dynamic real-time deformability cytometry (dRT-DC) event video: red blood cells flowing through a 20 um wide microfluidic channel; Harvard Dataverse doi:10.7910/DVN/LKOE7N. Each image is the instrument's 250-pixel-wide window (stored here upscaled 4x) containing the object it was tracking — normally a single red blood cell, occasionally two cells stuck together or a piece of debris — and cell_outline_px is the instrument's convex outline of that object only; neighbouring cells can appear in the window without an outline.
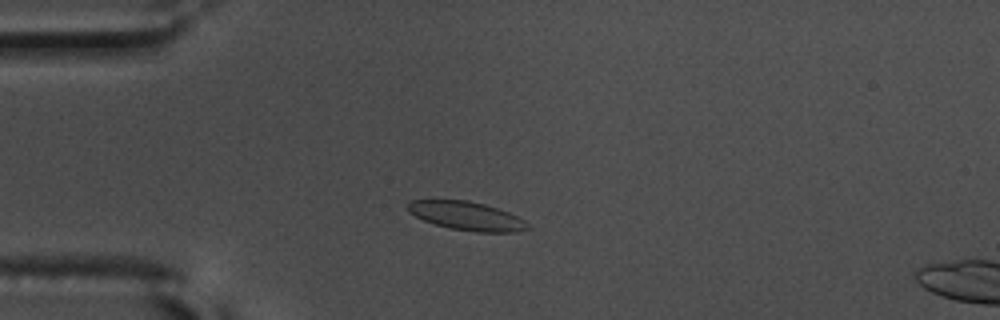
{"species": "common noctule bat (a hibernating species)", "species_latin": "Nyctalus noctula", "temperature_condition": "warm", "stored_images_in_passage": 46, "camera_frame_rate_fps": 3000, "um_per_image_px": 0.085, "animal": {"sex": "male", "body_mass_g": 17.5, "forearm_length_mm": 52.3}, "frame": {"image": 1, "passage_image": 4, "time_ms": 1.0, "image_size_px": [1000, 320], "cell_outline_px": [[532, 228], [516, 232], [476, 232], [452, 228], [436, 224], [424, 220], [408, 212], [408, 204], [412, 200], [468, 200], [484, 204], [508, 212], [524, 220]], "centroid_in_image_um": [39.7, 18.36], "position_along_channel_um": 45.3, "area_um2": 19.77}}
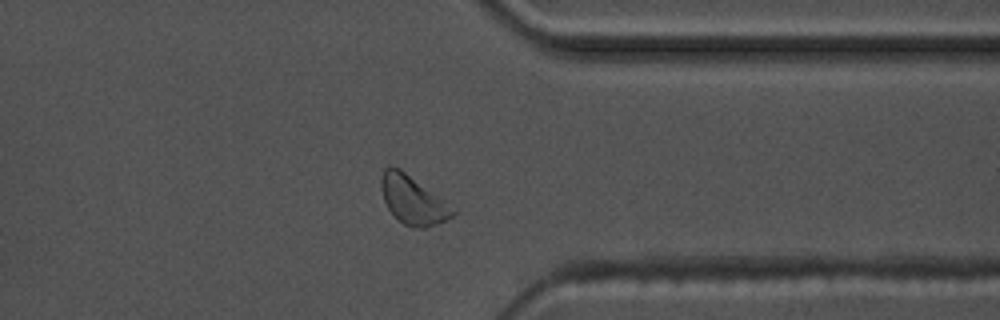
{"frame": {"image": 2, "passage_image": 34, "time_ms": 11.0, "image_size_px": [1000, 320], "cell_outline_px": [[456, 212], [452, 216], [436, 224], [424, 228], [412, 228], [404, 224], [388, 208], [384, 200], [380, 188], [380, 180], [384, 168], [388, 164], [400, 168], [436, 196]], "centroid_in_image_um": [35.0, 16.98], "position_along_channel_um": 376.4, "area_um2": 19.48}}
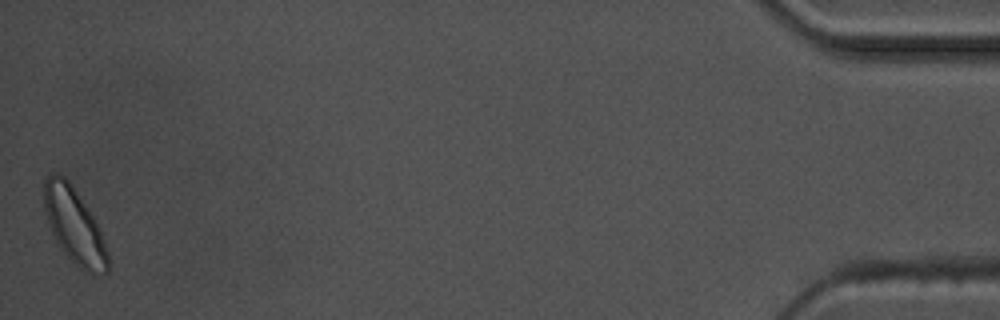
{"frame": {"image": 3, "passage_image": 46, "time_ms": 15.0, "image_size_px": [1000, 320], "cell_outline_px": [[108, 272], [92, 276], [84, 272], [56, 244], [48, 224], [44, 208], [44, 180], [52, 172], [64, 176], [72, 184], [88, 208], [104, 240], [108, 252]], "centroid_in_image_um": [6.3, 19.2], "position_along_channel_um": 428.9, "area_um2": 28.15}, "authors_computed_cell_mechanics": {"area_um2": 19.7676, "velocity_mm_per_s": 3.556, "shape_relaxation_time_tau1_ms": 3.066, "shape_relaxation_time_tau2_ms": 0.5157, "deformation_change_tau1": 0.0597, "deformation_change_tau2": 0.0455}}